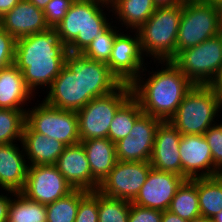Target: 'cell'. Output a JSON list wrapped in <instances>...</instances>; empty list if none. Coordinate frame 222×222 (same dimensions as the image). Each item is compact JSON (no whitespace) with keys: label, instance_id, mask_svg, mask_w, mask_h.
Segmentation results:
<instances>
[{"label":"cell","instance_id":"6da1fadb","mask_svg":"<svg viewBox=\"0 0 222 222\" xmlns=\"http://www.w3.org/2000/svg\"><path fill=\"white\" fill-rule=\"evenodd\" d=\"M121 84L106 63L81 54H68L42 101L55 108L77 112L93 98L107 95Z\"/></svg>","mask_w":222,"mask_h":222},{"label":"cell","instance_id":"7a4b0ae2","mask_svg":"<svg viewBox=\"0 0 222 222\" xmlns=\"http://www.w3.org/2000/svg\"><path fill=\"white\" fill-rule=\"evenodd\" d=\"M67 46L55 28L16 39L14 65L23 73L33 94L40 87L48 89L60 74L68 57Z\"/></svg>","mask_w":222,"mask_h":222},{"label":"cell","instance_id":"3957f363","mask_svg":"<svg viewBox=\"0 0 222 222\" xmlns=\"http://www.w3.org/2000/svg\"><path fill=\"white\" fill-rule=\"evenodd\" d=\"M157 63L163 64V67L160 66L161 70L150 72L145 66L143 68L145 74L142 72L130 84L132 96L139 102L144 113L161 121H169L194 84L172 61H157ZM146 71L149 75L147 79H145Z\"/></svg>","mask_w":222,"mask_h":222},{"label":"cell","instance_id":"277c9868","mask_svg":"<svg viewBox=\"0 0 222 222\" xmlns=\"http://www.w3.org/2000/svg\"><path fill=\"white\" fill-rule=\"evenodd\" d=\"M103 8V9H102ZM112 10L109 0H75L55 28L69 54H81L110 23L107 13ZM104 11V12H103Z\"/></svg>","mask_w":222,"mask_h":222},{"label":"cell","instance_id":"5b68a950","mask_svg":"<svg viewBox=\"0 0 222 222\" xmlns=\"http://www.w3.org/2000/svg\"><path fill=\"white\" fill-rule=\"evenodd\" d=\"M221 110L222 96L212 85H194L169 122L182 135H204Z\"/></svg>","mask_w":222,"mask_h":222},{"label":"cell","instance_id":"8992f818","mask_svg":"<svg viewBox=\"0 0 222 222\" xmlns=\"http://www.w3.org/2000/svg\"><path fill=\"white\" fill-rule=\"evenodd\" d=\"M183 4L158 6L137 30L142 53L156 61H171L177 54V37ZM155 58V59H154Z\"/></svg>","mask_w":222,"mask_h":222},{"label":"cell","instance_id":"52a82bcc","mask_svg":"<svg viewBox=\"0 0 222 222\" xmlns=\"http://www.w3.org/2000/svg\"><path fill=\"white\" fill-rule=\"evenodd\" d=\"M222 32L217 5L205 0H186L177 37V53Z\"/></svg>","mask_w":222,"mask_h":222},{"label":"cell","instance_id":"ba28073f","mask_svg":"<svg viewBox=\"0 0 222 222\" xmlns=\"http://www.w3.org/2000/svg\"><path fill=\"white\" fill-rule=\"evenodd\" d=\"M194 85H212L222 69V32L171 60Z\"/></svg>","mask_w":222,"mask_h":222},{"label":"cell","instance_id":"9c48e42d","mask_svg":"<svg viewBox=\"0 0 222 222\" xmlns=\"http://www.w3.org/2000/svg\"><path fill=\"white\" fill-rule=\"evenodd\" d=\"M131 96L130 84L122 83L113 92L93 98L77 111L80 141L108 138L116 112Z\"/></svg>","mask_w":222,"mask_h":222},{"label":"cell","instance_id":"30bf717a","mask_svg":"<svg viewBox=\"0 0 222 222\" xmlns=\"http://www.w3.org/2000/svg\"><path fill=\"white\" fill-rule=\"evenodd\" d=\"M26 123L35 132L66 146L80 143L78 115L75 111L55 108L41 101L26 110Z\"/></svg>","mask_w":222,"mask_h":222},{"label":"cell","instance_id":"8fae6325","mask_svg":"<svg viewBox=\"0 0 222 222\" xmlns=\"http://www.w3.org/2000/svg\"><path fill=\"white\" fill-rule=\"evenodd\" d=\"M73 190L56 165H32L28 167L21 193L32 201L48 205Z\"/></svg>","mask_w":222,"mask_h":222},{"label":"cell","instance_id":"7c38bea8","mask_svg":"<svg viewBox=\"0 0 222 222\" xmlns=\"http://www.w3.org/2000/svg\"><path fill=\"white\" fill-rule=\"evenodd\" d=\"M151 168L150 162L117 161L98 191L111 198L132 202L139 194Z\"/></svg>","mask_w":222,"mask_h":222},{"label":"cell","instance_id":"4fadbf2b","mask_svg":"<svg viewBox=\"0 0 222 222\" xmlns=\"http://www.w3.org/2000/svg\"><path fill=\"white\" fill-rule=\"evenodd\" d=\"M129 32H135L134 37L123 31L117 34L107 63L119 81L127 84H131L143 72L146 64L137 30Z\"/></svg>","mask_w":222,"mask_h":222},{"label":"cell","instance_id":"5bb4252c","mask_svg":"<svg viewBox=\"0 0 222 222\" xmlns=\"http://www.w3.org/2000/svg\"><path fill=\"white\" fill-rule=\"evenodd\" d=\"M160 119L143 113L136 121L129 136L115 143L118 161L150 162L155 132Z\"/></svg>","mask_w":222,"mask_h":222},{"label":"cell","instance_id":"9a60e30c","mask_svg":"<svg viewBox=\"0 0 222 222\" xmlns=\"http://www.w3.org/2000/svg\"><path fill=\"white\" fill-rule=\"evenodd\" d=\"M179 150L182 177L185 180L221 174L214 166L211 150L204 135H181Z\"/></svg>","mask_w":222,"mask_h":222},{"label":"cell","instance_id":"2e32d148","mask_svg":"<svg viewBox=\"0 0 222 222\" xmlns=\"http://www.w3.org/2000/svg\"><path fill=\"white\" fill-rule=\"evenodd\" d=\"M184 180L175 173L151 168L144 185L132 203L145 208L168 210L171 200Z\"/></svg>","mask_w":222,"mask_h":222},{"label":"cell","instance_id":"e0dca14e","mask_svg":"<svg viewBox=\"0 0 222 222\" xmlns=\"http://www.w3.org/2000/svg\"><path fill=\"white\" fill-rule=\"evenodd\" d=\"M181 133L169 122L161 121L155 132L152 168L182 176L179 142Z\"/></svg>","mask_w":222,"mask_h":222},{"label":"cell","instance_id":"ac0fdd59","mask_svg":"<svg viewBox=\"0 0 222 222\" xmlns=\"http://www.w3.org/2000/svg\"><path fill=\"white\" fill-rule=\"evenodd\" d=\"M55 165L73 189L98 190L100 184L92 177L87 155L81 143L66 146Z\"/></svg>","mask_w":222,"mask_h":222},{"label":"cell","instance_id":"d6986e66","mask_svg":"<svg viewBox=\"0 0 222 222\" xmlns=\"http://www.w3.org/2000/svg\"><path fill=\"white\" fill-rule=\"evenodd\" d=\"M2 28L15 39L49 29L43 9L28 0H20L2 17Z\"/></svg>","mask_w":222,"mask_h":222},{"label":"cell","instance_id":"ffe728a7","mask_svg":"<svg viewBox=\"0 0 222 222\" xmlns=\"http://www.w3.org/2000/svg\"><path fill=\"white\" fill-rule=\"evenodd\" d=\"M20 145L21 151L15 142L0 144V188L4 191L18 193L24 188L29 164L22 142Z\"/></svg>","mask_w":222,"mask_h":222},{"label":"cell","instance_id":"44dd1931","mask_svg":"<svg viewBox=\"0 0 222 222\" xmlns=\"http://www.w3.org/2000/svg\"><path fill=\"white\" fill-rule=\"evenodd\" d=\"M22 144L29 166L55 165L66 145L56 139L35 132L26 122Z\"/></svg>","mask_w":222,"mask_h":222},{"label":"cell","instance_id":"7402d4cb","mask_svg":"<svg viewBox=\"0 0 222 222\" xmlns=\"http://www.w3.org/2000/svg\"><path fill=\"white\" fill-rule=\"evenodd\" d=\"M35 97L27 87L23 73L13 64L0 69V108L27 110L25 104ZM28 101V102H27Z\"/></svg>","mask_w":222,"mask_h":222},{"label":"cell","instance_id":"603a6c76","mask_svg":"<svg viewBox=\"0 0 222 222\" xmlns=\"http://www.w3.org/2000/svg\"><path fill=\"white\" fill-rule=\"evenodd\" d=\"M86 152L92 177L101 184L117 163L116 146L109 138L80 141Z\"/></svg>","mask_w":222,"mask_h":222},{"label":"cell","instance_id":"cb8c5ba5","mask_svg":"<svg viewBox=\"0 0 222 222\" xmlns=\"http://www.w3.org/2000/svg\"><path fill=\"white\" fill-rule=\"evenodd\" d=\"M114 19H116L125 31L138 30L154 13L157 5L154 0H109Z\"/></svg>","mask_w":222,"mask_h":222},{"label":"cell","instance_id":"d4e9b609","mask_svg":"<svg viewBox=\"0 0 222 222\" xmlns=\"http://www.w3.org/2000/svg\"><path fill=\"white\" fill-rule=\"evenodd\" d=\"M168 210L189 221L201 215L197 192V178L186 179L178 187Z\"/></svg>","mask_w":222,"mask_h":222},{"label":"cell","instance_id":"484cf974","mask_svg":"<svg viewBox=\"0 0 222 222\" xmlns=\"http://www.w3.org/2000/svg\"><path fill=\"white\" fill-rule=\"evenodd\" d=\"M197 192L201 215L212 219L222 210V176L197 178Z\"/></svg>","mask_w":222,"mask_h":222},{"label":"cell","instance_id":"4316f807","mask_svg":"<svg viewBox=\"0 0 222 222\" xmlns=\"http://www.w3.org/2000/svg\"><path fill=\"white\" fill-rule=\"evenodd\" d=\"M143 113L139 102L131 96L116 112L109 127L108 138L116 143L129 136L135 121Z\"/></svg>","mask_w":222,"mask_h":222},{"label":"cell","instance_id":"83f0119b","mask_svg":"<svg viewBox=\"0 0 222 222\" xmlns=\"http://www.w3.org/2000/svg\"><path fill=\"white\" fill-rule=\"evenodd\" d=\"M7 222H47L46 207L28 199L21 192L14 193L8 208Z\"/></svg>","mask_w":222,"mask_h":222},{"label":"cell","instance_id":"f1b7e54d","mask_svg":"<svg viewBox=\"0 0 222 222\" xmlns=\"http://www.w3.org/2000/svg\"><path fill=\"white\" fill-rule=\"evenodd\" d=\"M26 110L0 108V144L22 142Z\"/></svg>","mask_w":222,"mask_h":222},{"label":"cell","instance_id":"f546056e","mask_svg":"<svg viewBox=\"0 0 222 222\" xmlns=\"http://www.w3.org/2000/svg\"><path fill=\"white\" fill-rule=\"evenodd\" d=\"M80 203V189H74L46 207L47 222H74Z\"/></svg>","mask_w":222,"mask_h":222},{"label":"cell","instance_id":"4dcf8cb0","mask_svg":"<svg viewBox=\"0 0 222 222\" xmlns=\"http://www.w3.org/2000/svg\"><path fill=\"white\" fill-rule=\"evenodd\" d=\"M112 23L113 21H111V23L96 36L89 46L81 53L82 56L106 64L109 62L113 42L117 34L122 30V28L117 30L119 27H117V25L114 26Z\"/></svg>","mask_w":222,"mask_h":222},{"label":"cell","instance_id":"1f68e13d","mask_svg":"<svg viewBox=\"0 0 222 222\" xmlns=\"http://www.w3.org/2000/svg\"><path fill=\"white\" fill-rule=\"evenodd\" d=\"M98 222H128L131 201L111 198L98 191Z\"/></svg>","mask_w":222,"mask_h":222},{"label":"cell","instance_id":"d6a6232c","mask_svg":"<svg viewBox=\"0 0 222 222\" xmlns=\"http://www.w3.org/2000/svg\"><path fill=\"white\" fill-rule=\"evenodd\" d=\"M98 190L80 189V203L74 222H98Z\"/></svg>","mask_w":222,"mask_h":222},{"label":"cell","instance_id":"836d02e7","mask_svg":"<svg viewBox=\"0 0 222 222\" xmlns=\"http://www.w3.org/2000/svg\"><path fill=\"white\" fill-rule=\"evenodd\" d=\"M219 123L212 125L204 137L210 147L214 166L222 173V122Z\"/></svg>","mask_w":222,"mask_h":222},{"label":"cell","instance_id":"e575fe53","mask_svg":"<svg viewBox=\"0 0 222 222\" xmlns=\"http://www.w3.org/2000/svg\"><path fill=\"white\" fill-rule=\"evenodd\" d=\"M75 0H50L43 12L49 28H56Z\"/></svg>","mask_w":222,"mask_h":222},{"label":"cell","instance_id":"d590c367","mask_svg":"<svg viewBox=\"0 0 222 222\" xmlns=\"http://www.w3.org/2000/svg\"><path fill=\"white\" fill-rule=\"evenodd\" d=\"M16 39L0 28V69L14 64Z\"/></svg>","mask_w":222,"mask_h":222},{"label":"cell","instance_id":"8d00e7d4","mask_svg":"<svg viewBox=\"0 0 222 222\" xmlns=\"http://www.w3.org/2000/svg\"><path fill=\"white\" fill-rule=\"evenodd\" d=\"M163 211L145 208L131 202L128 222H161Z\"/></svg>","mask_w":222,"mask_h":222},{"label":"cell","instance_id":"74e56055","mask_svg":"<svg viewBox=\"0 0 222 222\" xmlns=\"http://www.w3.org/2000/svg\"><path fill=\"white\" fill-rule=\"evenodd\" d=\"M8 193L4 195L0 193V222H7V216H8V208L9 204L11 202V195H13L15 192L7 191ZM10 194V197H8Z\"/></svg>","mask_w":222,"mask_h":222},{"label":"cell","instance_id":"f35d334b","mask_svg":"<svg viewBox=\"0 0 222 222\" xmlns=\"http://www.w3.org/2000/svg\"><path fill=\"white\" fill-rule=\"evenodd\" d=\"M20 0H0V14L2 17L10 11Z\"/></svg>","mask_w":222,"mask_h":222},{"label":"cell","instance_id":"ab89813d","mask_svg":"<svg viewBox=\"0 0 222 222\" xmlns=\"http://www.w3.org/2000/svg\"><path fill=\"white\" fill-rule=\"evenodd\" d=\"M161 222H188L169 210L163 211Z\"/></svg>","mask_w":222,"mask_h":222},{"label":"cell","instance_id":"60d3db41","mask_svg":"<svg viewBox=\"0 0 222 222\" xmlns=\"http://www.w3.org/2000/svg\"><path fill=\"white\" fill-rule=\"evenodd\" d=\"M186 0H154L157 6H172L183 4Z\"/></svg>","mask_w":222,"mask_h":222},{"label":"cell","instance_id":"b9f144b4","mask_svg":"<svg viewBox=\"0 0 222 222\" xmlns=\"http://www.w3.org/2000/svg\"><path fill=\"white\" fill-rule=\"evenodd\" d=\"M212 86L221 94L222 96V69L217 76L216 80L212 84Z\"/></svg>","mask_w":222,"mask_h":222},{"label":"cell","instance_id":"7bdbcfd3","mask_svg":"<svg viewBox=\"0 0 222 222\" xmlns=\"http://www.w3.org/2000/svg\"><path fill=\"white\" fill-rule=\"evenodd\" d=\"M40 9H44L50 0H28Z\"/></svg>","mask_w":222,"mask_h":222},{"label":"cell","instance_id":"ee69618b","mask_svg":"<svg viewBox=\"0 0 222 222\" xmlns=\"http://www.w3.org/2000/svg\"><path fill=\"white\" fill-rule=\"evenodd\" d=\"M188 222H212V220L210 218H206L205 216L200 215L198 217L192 218Z\"/></svg>","mask_w":222,"mask_h":222},{"label":"cell","instance_id":"f6af8a7d","mask_svg":"<svg viewBox=\"0 0 222 222\" xmlns=\"http://www.w3.org/2000/svg\"><path fill=\"white\" fill-rule=\"evenodd\" d=\"M211 220L212 222H222V210L217 213Z\"/></svg>","mask_w":222,"mask_h":222},{"label":"cell","instance_id":"bcb514c9","mask_svg":"<svg viewBox=\"0 0 222 222\" xmlns=\"http://www.w3.org/2000/svg\"><path fill=\"white\" fill-rule=\"evenodd\" d=\"M217 7H218V10H219L220 19H221V22H222V1H220L217 4Z\"/></svg>","mask_w":222,"mask_h":222},{"label":"cell","instance_id":"7dc6e473","mask_svg":"<svg viewBox=\"0 0 222 222\" xmlns=\"http://www.w3.org/2000/svg\"><path fill=\"white\" fill-rule=\"evenodd\" d=\"M205 1H208V2H211V3L215 4V5H217L222 0H205Z\"/></svg>","mask_w":222,"mask_h":222},{"label":"cell","instance_id":"c3c4849f","mask_svg":"<svg viewBox=\"0 0 222 222\" xmlns=\"http://www.w3.org/2000/svg\"><path fill=\"white\" fill-rule=\"evenodd\" d=\"M0 28H2V15L0 14Z\"/></svg>","mask_w":222,"mask_h":222}]
</instances>
